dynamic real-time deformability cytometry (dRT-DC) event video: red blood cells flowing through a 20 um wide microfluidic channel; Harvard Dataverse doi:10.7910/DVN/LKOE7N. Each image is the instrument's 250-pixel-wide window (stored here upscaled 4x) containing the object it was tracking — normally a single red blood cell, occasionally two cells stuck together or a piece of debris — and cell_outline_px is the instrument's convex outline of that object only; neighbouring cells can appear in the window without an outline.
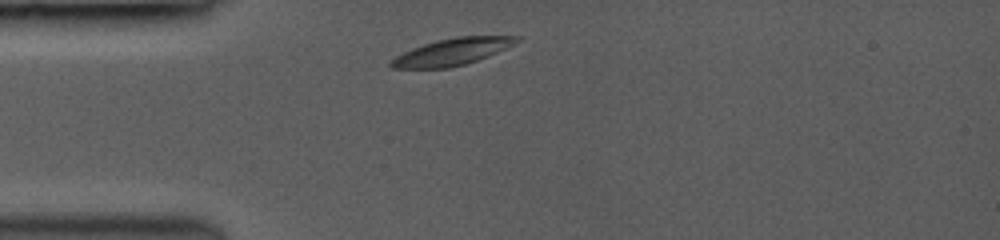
{"species": "common noctule bat (a hibernating species)", "species_latin": "Nyctalus noctula", "temperature_condition": "room temperature", "stored_images_in_passage": 4, "segment_of_instrument_passage": [1, 2], "camera_frame_rate_fps": 3000, "um_per_image_px": 0.085, "animal": {"sex": "female", "body_mass_g": 19.0, "forearm_length_mm": 53.3}, "frame": {"image": 1, "passage_image": 1, "time_ms": 0.0, "image_size_px": [1000, 240], "cell_outline_px": [[520, 40], [516, 44], [488, 56], [464, 64], [448, 68], [392, 68], [388, 64], [396, 56], [412, 48], [436, 40], [456, 36], [520, 36]], "centroid_in_image_um": [38.45, 4.39], "position_along_channel_um": 46.5, "area_um2": 19.54}}
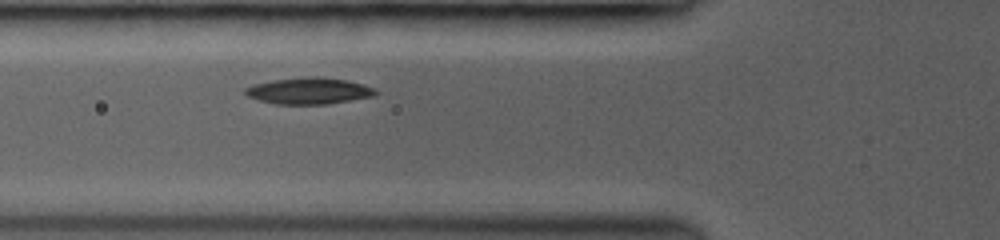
{"frame": {"image": 2, "passage_image": 3, "time_ms": 1.667, "image_size_px": [1000, 240], "cell_outline_px": [[380, 92], [372, 96], [328, 104], [276, 104], [260, 100], [248, 96], [244, 92], [244, 88], [252, 84], [272, 80], [308, 76], [320, 76], [344, 80], [376, 88]], "centroid_in_image_um": [26.24, 7.72], "position_along_channel_um": 99.6, "area_um2": 20.06}}